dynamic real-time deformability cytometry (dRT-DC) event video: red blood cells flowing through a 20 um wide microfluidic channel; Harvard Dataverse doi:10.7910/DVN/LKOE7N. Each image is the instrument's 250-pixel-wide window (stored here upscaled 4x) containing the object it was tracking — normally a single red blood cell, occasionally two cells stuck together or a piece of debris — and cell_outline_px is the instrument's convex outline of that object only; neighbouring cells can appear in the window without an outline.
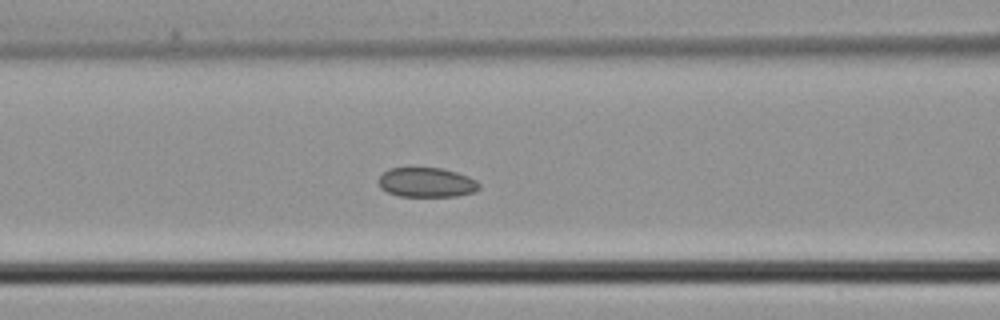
{"species": "common noctule bat (a hibernating species)", "species_latin": "Nyctalus noctula", "temperature_condition": "cold", "stored_images_in_passage": 4, "camera_frame_rate_fps": 3000, "um_per_image_px": 0.085, "animal": {"sex": "male", "body_mass_g": 21.5, "forearm_length_mm": 52.0}, "frame": {"image": 1, "passage_image": 4, "time_ms": 1.0, "image_size_px": [1000, 320], "cell_outline_px": [[480, 188], [476, 192], [456, 196], [400, 196], [388, 192], [380, 188], [380, 176], [388, 168], [440, 168], [456, 172], [468, 176], [476, 180], [480, 184]], "centroid_in_image_um": [36.3, 15.51], "position_along_channel_um": 130.3, "area_um2": 17.28}}